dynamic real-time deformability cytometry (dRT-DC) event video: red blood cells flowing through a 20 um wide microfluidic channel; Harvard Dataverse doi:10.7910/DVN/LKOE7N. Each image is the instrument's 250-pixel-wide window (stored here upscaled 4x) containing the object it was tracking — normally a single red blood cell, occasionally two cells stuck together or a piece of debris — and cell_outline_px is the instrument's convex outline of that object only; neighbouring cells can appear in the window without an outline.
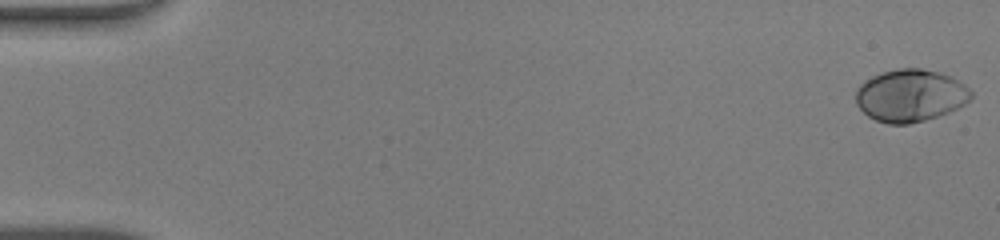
{"species": "human", "species_latin": "Homo sapiens", "temperature_condition": "warm", "stored_images_in_passage": 49, "camera_frame_rate_fps": 3000, "um_per_image_px": 0.085, "donor": {"sex": "male"}, "frame": {"image": 1, "passage_image": 1, "time_ms": 0.0, "image_size_px": [1000, 240], "cell_outline_px": [[972, 96], [964, 104], [948, 112], [924, 120], [908, 124], [888, 124], [876, 120], [868, 116], [856, 104], [856, 88], [864, 80], [880, 72], [896, 68], [920, 68], [940, 72], [964, 84], [972, 92]], "centroid_in_image_um": [77.34, 8.11], "position_along_channel_um": 7.7, "area_um2": 35.08}}
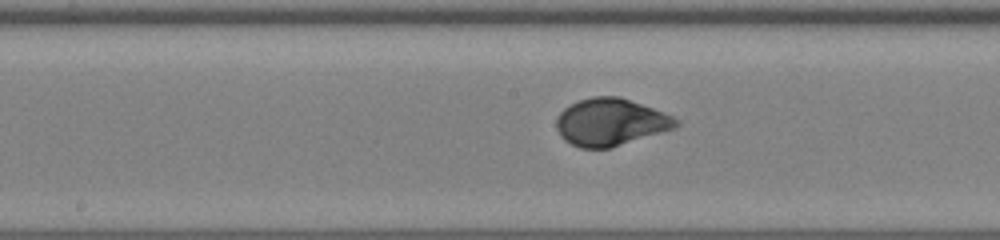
{"frame": {"image": 2, "passage_image": 26, "time_ms": 8.333, "image_size_px": [1000, 240], "cell_outline_px": [[680, 124], [676, 128], [608, 148], [580, 148], [564, 140], [560, 136], [556, 128], [556, 116], [564, 108], [580, 100], [592, 96], [620, 96], [664, 112], [680, 120]], "centroid_in_image_um": [51.89, 10.37], "position_along_channel_um": 196.3, "area_um2": 32.95}}
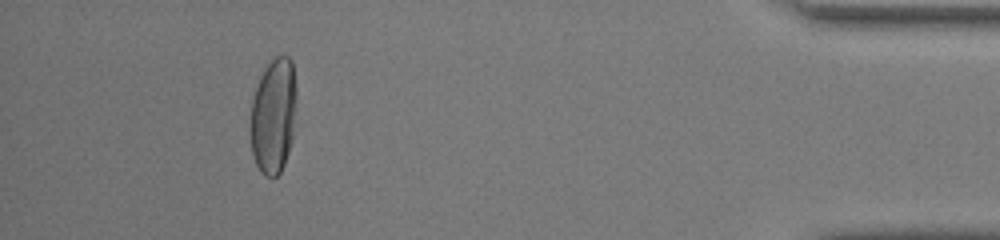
{"frame": {"image": 3, "passage_image": 45, "time_ms": 14.667, "image_size_px": [1000, 240], "cell_outline_px": [[296, 96], [292, 140], [284, 164], [280, 172], [276, 176], [264, 176], [260, 172], [252, 156], [248, 132], [248, 128], [252, 100], [260, 76], [264, 68], [276, 56], [288, 56], [292, 60], [296, 88]], "centroid_in_image_um": [23.2, 9.86], "position_along_channel_um": 412.0, "area_um2": 31.5}, "authors_computed_cell_mechanics": {"area_um2": 32.946, "velocity_mm_per_s": 4.2907, "shape_relaxation_time_tau1_ms": 2.7865, "shape_relaxation_time_tau2_ms": null, "deformation_change_tau1": 0.194, "deformation_change_tau2": null}}